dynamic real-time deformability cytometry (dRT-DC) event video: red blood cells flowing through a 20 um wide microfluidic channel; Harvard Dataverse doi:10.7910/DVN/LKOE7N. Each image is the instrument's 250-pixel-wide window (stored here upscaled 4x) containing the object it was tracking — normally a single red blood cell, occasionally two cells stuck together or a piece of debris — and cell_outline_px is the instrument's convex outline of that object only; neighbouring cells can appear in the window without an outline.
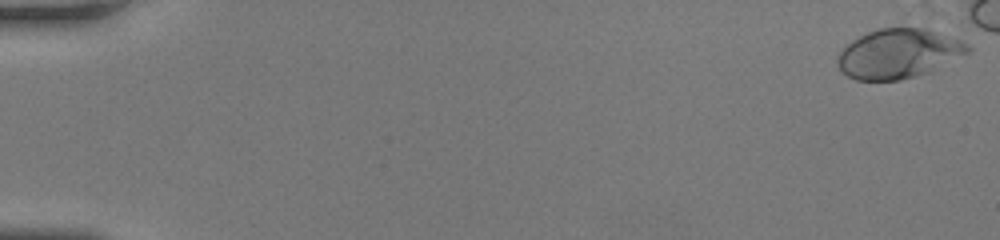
{"species": "human", "species_latin": "Homo sapiens", "temperature_condition": "room temperature", "stored_images_in_passage": 46, "camera_frame_rate_fps": 3000, "um_per_image_px": 0.085, "donor": {"sex": "female"}, "frame": {"image": 1, "passage_image": 1, "time_ms": 0.0, "image_size_px": [1000, 240], "cell_outline_px": [[972, 48], [968, 52], [932, 72], [900, 80], [856, 80], [848, 76], [840, 68], [836, 60], [836, 56], [852, 40], [868, 32], [880, 28], [924, 28], [960, 40], [968, 44]], "centroid_in_image_um": [76.38, 4.57], "position_along_channel_um": 8.6, "area_um2": 37.28}}
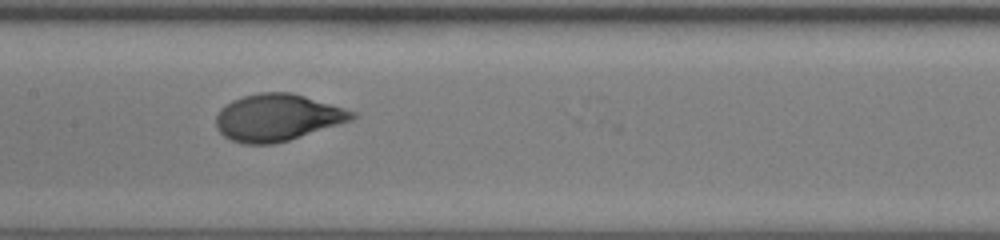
{"frame": {"image": 2, "passage_image": 27, "time_ms": 8.667, "image_size_px": [1000, 240], "cell_outline_px": [[360, 116], [352, 120], [288, 140], [272, 144], [244, 144], [232, 140], [224, 136], [216, 128], [216, 116], [220, 108], [232, 100], [244, 96], [260, 92], [288, 92], [304, 96], [344, 108], [356, 112]], "centroid_in_image_um": [23.56, 9.99], "position_along_channel_um": 183.8, "area_um2": 36.99}}
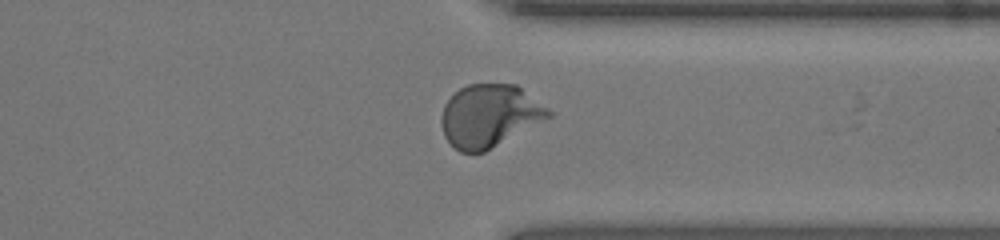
{"frame": {"image": 3, "passage_image": 40, "time_ms": 13.0, "image_size_px": [1000, 240], "cell_outline_px": [[552, 116], [484, 152], [460, 152], [444, 136], [440, 124], [440, 120], [444, 104], [460, 88], [468, 84], [516, 84], [548, 108], [552, 112]], "centroid_in_image_um": [41.59, 9.83], "position_along_channel_um": 369.8, "area_um2": 38.78}, "authors_computed_cell_mechanics": {"area_um2": 37.1943, "velocity_mm_per_s": 4.2721, "shape_relaxation_time_tau1_ms": 3.5891, "shape_relaxation_time_tau2_ms": null, "deformation_change_tau1": 0.1939, "deformation_change_tau2": null}}